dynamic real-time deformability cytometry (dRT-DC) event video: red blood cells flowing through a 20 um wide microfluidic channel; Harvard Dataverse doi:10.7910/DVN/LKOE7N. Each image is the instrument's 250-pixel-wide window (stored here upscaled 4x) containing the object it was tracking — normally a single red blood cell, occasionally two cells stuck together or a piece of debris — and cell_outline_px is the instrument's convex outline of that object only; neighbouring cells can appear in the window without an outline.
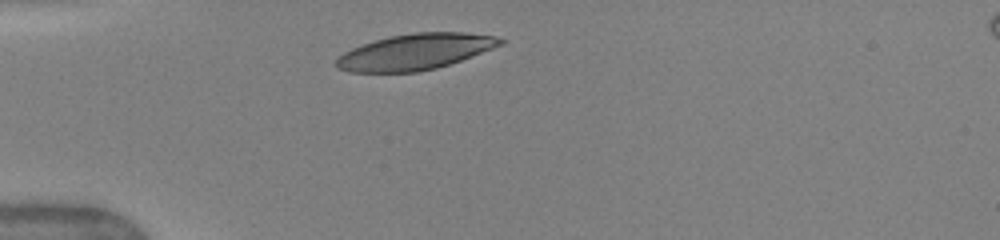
{"species": "human", "species_latin": "Homo sapiens", "temperature_condition": "warm", "stored_images_in_passage": 3, "camera_frame_rate_fps": 3000, "um_per_image_px": 0.085, "donor": {"sex": "female"}, "frame": {"image": 1, "passage_image": 1, "time_ms": 0.0, "image_size_px": [1000, 240], "cell_outline_px": [[504, 40], [500, 44], [492, 48], [460, 60], [436, 68], [420, 72], [348, 72], [336, 68], [332, 64], [344, 52], [352, 48], [388, 36], [416, 32], [464, 32], [496, 36]], "centroid_in_image_um": [35.23, 4.41], "position_along_channel_um": 49.8, "area_um2": 34.1}}